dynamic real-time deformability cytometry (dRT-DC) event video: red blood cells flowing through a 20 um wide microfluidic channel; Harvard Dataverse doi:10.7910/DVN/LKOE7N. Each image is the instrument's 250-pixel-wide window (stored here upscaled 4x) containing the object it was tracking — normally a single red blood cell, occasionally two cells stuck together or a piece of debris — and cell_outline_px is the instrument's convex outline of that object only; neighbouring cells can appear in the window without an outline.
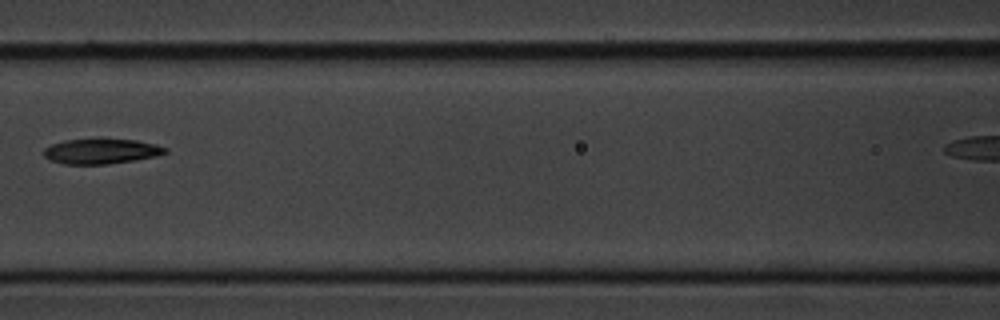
{"species": "common noctule bat (a hibernating species)", "species_latin": "Nyctalus noctula", "temperature_condition": "cold", "stored_images_in_passage": 8, "segment_of_instrument_passage": [1, 2], "camera_frame_rate_fps": 3000, "um_per_image_px": 0.085, "animal": {"sex": "male", "body_mass_g": 20.1, "forearm_length_mm": 53.5}, "frame": {"image": 1, "passage_image": 7, "time_ms": 7.0, "image_size_px": [1000, 320], "cell_outline_px": [[168, 152], [156, 156], [108, 164], [64, 164], [52, 160], [44, 156], [44, 148], [52, 144], [64, 140], [96, 136], [100, 136], [136, 140], [156, 144], [168, 148]], "centroid_in_image_um": [8.61, 12.8], "position_along_channel_um": 158.0, "area_um2": 18.5}}